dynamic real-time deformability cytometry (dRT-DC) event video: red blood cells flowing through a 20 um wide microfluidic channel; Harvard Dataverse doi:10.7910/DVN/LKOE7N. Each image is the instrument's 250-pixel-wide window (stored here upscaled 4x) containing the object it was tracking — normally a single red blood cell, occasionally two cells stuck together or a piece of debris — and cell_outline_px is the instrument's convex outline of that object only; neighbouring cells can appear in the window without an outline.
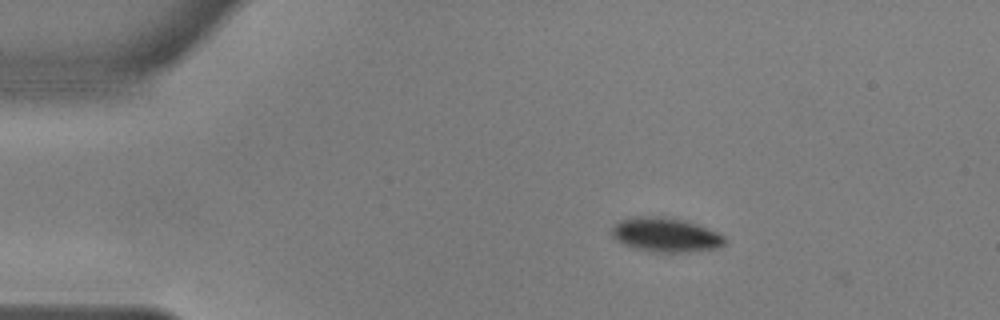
{"species": "common noctule bat (a hibernating species)", "species_latin": "Nyctalus noctula", "temperature_condition": "warm", "stored_images_in_passage": 44, "camera_frame_rate_fps": 3000, "um_per_image_px": 0.085, "animal": {"sex": "male", "body_mass_g": 17.9, "forearm_length_mm": 54.2}, "frame": {"image": 1, "passage_image": 1, "time_ms": 0.0, "image_size_px": [1000, 320], "cell_outline_px": [[728, 240], [724, 244], [716, 248], [688, 252], [652, 252], [636, 248], [624, 244], [616, 240], [612, 236], [612, 224], [620, 220], [632, 216], [668, 216], [684, 220], [696, 224], [716, 232], [724, 236]], "centroid_in_image_um": [56.55, 19.94], "position_along_channel_um": 28.5, "area_um2": 22.72}}
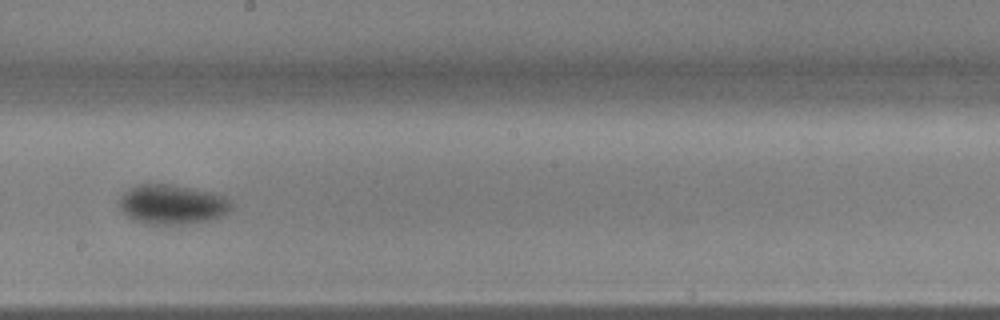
{"frame": {"image": 2, "passage_image": 23, "time_ms": 7.333, "image_size_px": [1000, 320], "cell_outline_px": [[232, 208], [224, 216], [208, 220], [184, 224], [152, 224], [132, 220], [116, 204], [120, 196], [128, 188], [136, 184], [176, 184], [208, 192], [220, 196], [228, 200], [232, 204]], "centroid_in_image_um": [14.57, 17.37], "position_along_channel_um": 233.6, "area_um2": 25.95}}
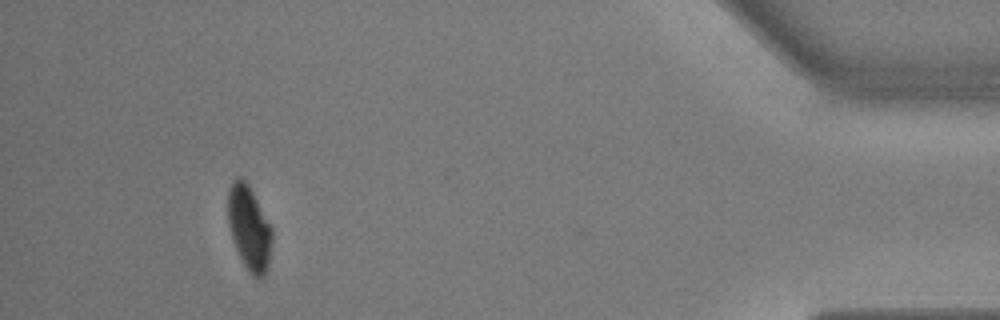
{"frame": {"image": 3, "passage_image": 43, "time_ms": 14.0, "image_size_px": [1000, 320], "cell_outline_px": [[272, 240], [268, 268], [264, 276], [260, 280], [252, 276], [248, 272], [232, 240], [228, 224], [228, 188], [232, 180], [240, 176], [248, 184], [272, 228]], "centroid_in_image_um": [21.17, 19.4], "position_along_channel_um": 414.0, "area_um2": 21.79}, "authors_computed_cell_mechanics": {"area_um2": 24.9118, "velocity_mm_per_s": 3.6196, "shape_relaxation_time_tau1_ms": 3.1336, "shape_relaxation_time_tau2_ms": null, "deformation_change_tau1": 0.1195, "deformation_change_tau2": null}}